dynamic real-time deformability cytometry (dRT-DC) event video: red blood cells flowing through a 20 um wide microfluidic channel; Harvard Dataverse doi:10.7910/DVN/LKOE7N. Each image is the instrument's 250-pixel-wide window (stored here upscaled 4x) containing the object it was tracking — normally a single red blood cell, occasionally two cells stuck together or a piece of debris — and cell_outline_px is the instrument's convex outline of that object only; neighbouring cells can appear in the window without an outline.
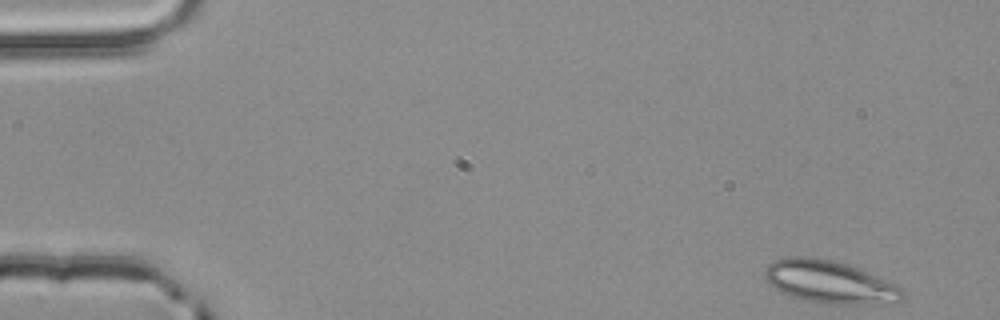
{"species": "common noctule bat (a hibernating species)", "species_latin": "Nyctalus noctula", "temperature_condition": "room temperature", "stored_images_in_passage": 3, "camera_frame_rate_fps": 3000, "um_per_image_px": 0.085, "animal": {"sex": "male", "body_mass_g": 20.4}, "frame": {"image": 1, "passage_image": 1, "time_ms": 0.0, "image_size_px": [1000, 320], "cell_outline_px": [[904, 296], [900, 300], [872, 304], [828, 304], [804, 300], [780, 292], [764, 276], [764, 272], [768, 264], [776, 260], [788, 256], [812, 256], [832, 260], [860, 268], [904, 288]], "centroid_in_image_um": [70.53, 23.95], "position_along_channel_um": 14.5, "area_um2": 34.16}}